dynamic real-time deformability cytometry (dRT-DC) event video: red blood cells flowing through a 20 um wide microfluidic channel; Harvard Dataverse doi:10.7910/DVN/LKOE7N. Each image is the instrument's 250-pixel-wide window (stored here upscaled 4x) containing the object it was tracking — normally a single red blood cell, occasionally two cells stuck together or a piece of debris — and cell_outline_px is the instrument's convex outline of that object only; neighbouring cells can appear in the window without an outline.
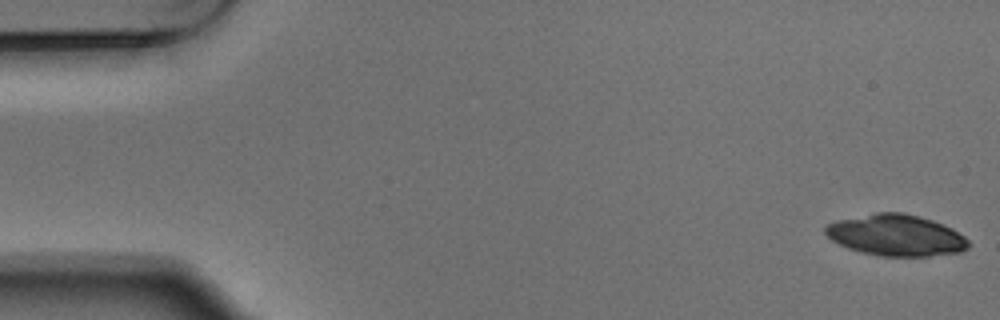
{"species": "Egyptian fruit bat (a non-hibernating species)", "species_latin": "Rousettus aegyptiacus", "temperature_condition": "warm", "stored_images_in_passage": 4, "camera_frame_rate_fps": 3000, "um_per_image_px": 0.085, "animal": {"sex": "male"}, "frame": {"image": 1, "passage_image": 1, "time_ms": 0.0, "image_size_px": [1000, 320], "cell_outline_px": [[968, 248], [960, 252], [928, 256], [876, 256], [860, 252], [848, 248], [832, 240], [824, 232], [824, 224], [836, 220], [872, 212], [904, 212], [920, 216], [944, 224], [952, 228], [964, 236], [968, 240]], "centroid_in_image_um": [76.13, 19.98], "position_along_channel_um": 8.9, "area_um2": 34.85}}